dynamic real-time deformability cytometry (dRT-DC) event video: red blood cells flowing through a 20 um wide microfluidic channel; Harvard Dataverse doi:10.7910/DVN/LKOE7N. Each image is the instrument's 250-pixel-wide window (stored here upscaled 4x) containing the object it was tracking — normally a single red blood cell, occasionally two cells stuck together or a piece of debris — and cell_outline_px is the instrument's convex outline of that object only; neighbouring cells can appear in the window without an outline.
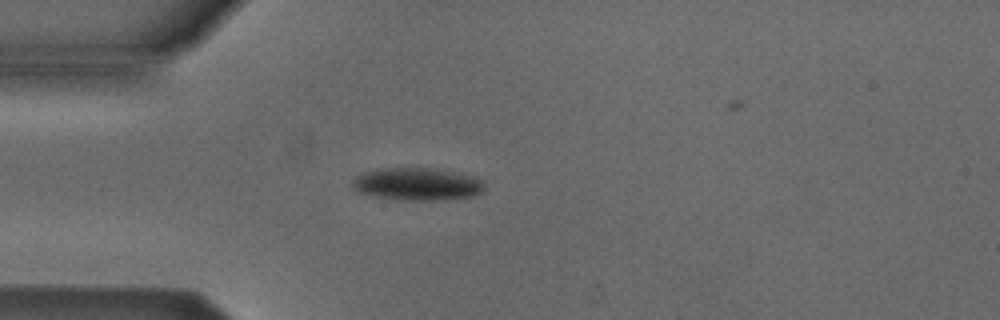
{"species": "Egyptian fruit bat (a non-hibernating species)", "species_latin": "Rousettus aegyptiacus", "temperature_condition": "cold", "stored_images_in_passage": 34, "camera_frame_rate_fps": 3000, "um_per_image_px": 0.085, "animal": {"sex": "male"}, "frame": {"image": 1, "passage_image": 2, "time_ms": 0.333, "image_size_px": [1000, 320], "cell_outline_px": [[484, 188], [476, 196], [444, 200], [396, 200], [356, 192], [352, 188], [352, 180], [356, 176], [364, 172], [376, 168], [428, 168], [452, 172], [472, 176], [484, 180]], "centroid_in_image_um": [35.43, 15.66], "position_along_channel_um": 49.6, "area_um2": 25.26}}
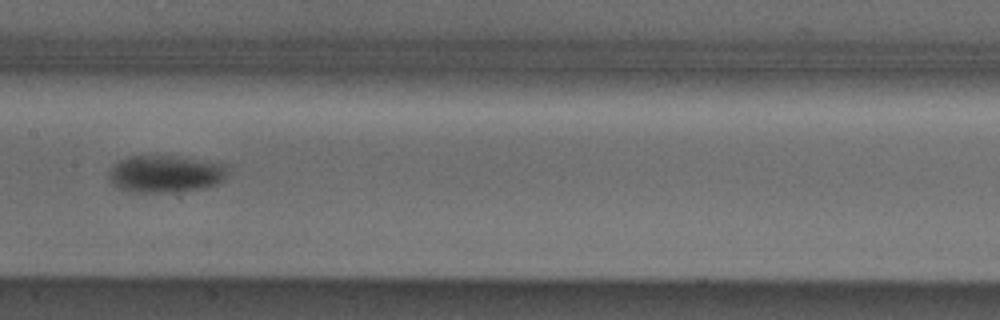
{"frame": {"image": 2, "passage_image": 14, "time_ms": 4.333, "image_size_px": [1000, 320], "cell_outline_px": [[224, 176], [216, 184], [204, 188], [172, 192], [132, 192], [120, 188], [108, 176], [112, 168], [120, 160], [128, 156], [176, 156], [224, 164]], "centroid_in_image_um": [14.03, 14.78], "position_along_channel_um": 193.4, "area_um2": 25.03}}
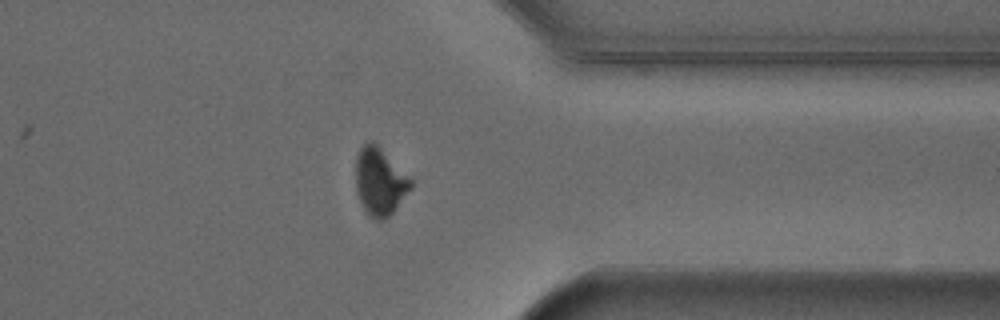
{"frame": {"image": 3, "passage_image": 29, "time_ms": 9.333, "image_size_px": [1000, 320], "cell_outline_px": [[412, 188], [392, 212], [384, 220], [376, 220], [368, 216], [360, 200], [356, 188], [356, 156], [360, 148], [368, 140], [372, 140], [412, 180]], "centroid_in_image_um": [32.26, 15.44], "position_along_channel_um": 379.1, "area_um2": 21.33}}